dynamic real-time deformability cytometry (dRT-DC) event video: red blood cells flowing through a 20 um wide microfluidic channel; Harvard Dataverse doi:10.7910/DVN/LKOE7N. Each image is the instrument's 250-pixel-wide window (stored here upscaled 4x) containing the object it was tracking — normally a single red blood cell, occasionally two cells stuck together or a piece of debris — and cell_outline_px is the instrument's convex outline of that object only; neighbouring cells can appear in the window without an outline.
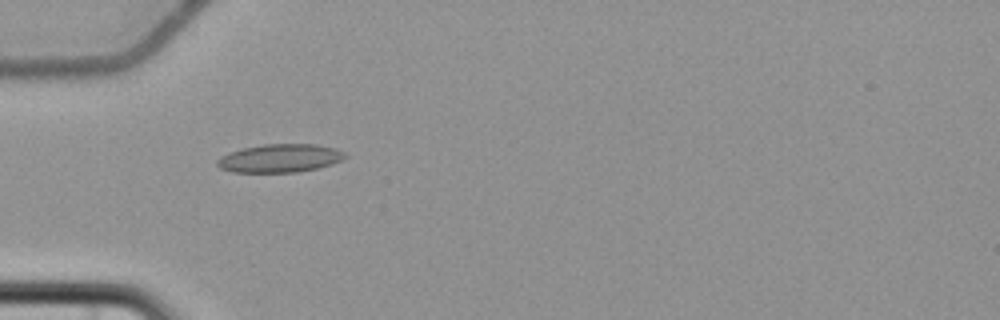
{"species": "common noctule bat (a hibernating species)", "species_latin": "Nyctalus noctula", "temperature_condition": "cold", "stored_images_in_passage": 8, "camera_frame_rate_fps": 3000, "um_per_image_px": 0.085, "animal": {"sex": "female", "body_mass_g": 22.7, "forearm_length_mm": 54.2}, "frame": {"image": 1, "passage_image": 5, "time_ms": 5.667, "image_size_px": [1000, 320], "cell_outline_px": [[348, 156], [344, 160], [332, 164], [316, 168], [296, 172], [232, 172], [220, 168], [216, 164], [216, 160], [220, 156], [228, 152], [244, 148], [264, 144], [316, 144], [336, 148], [344, 152]], "centroid_in_image_um": [23.8, 13.44], "position_along_channel_um": 61.2, "area_um2": 21.21}}
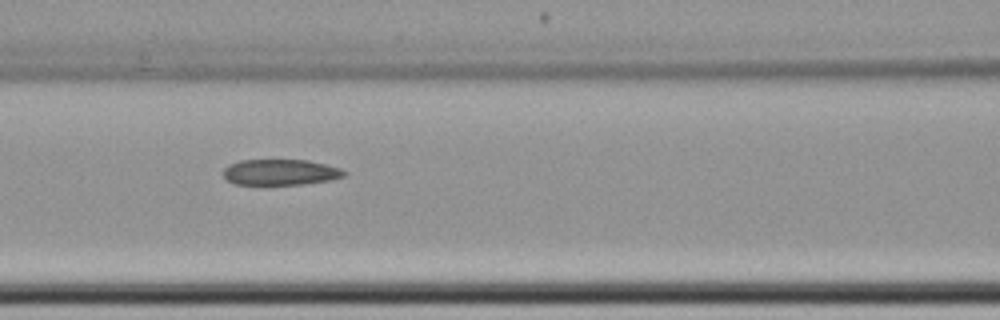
{"frame": {"image": 2, "passage_image": 7, "time_ms": 8.0, "image_size_px": [1000, 320], "cell_outline_px": [[348, 172], [344, 176], [332, 180], [304, 184], [232, 184], [224, 176], [224, 168], [228, 164], [240, 160], [308, 160], [340, 168]], "centroid_in_image_um": [23.84, 14.63], "position_along_channel_um": 142.8, "area_um2": 18.21}}
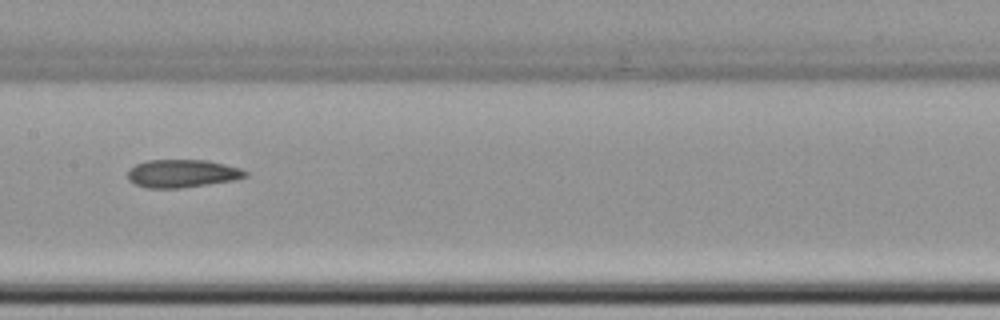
{"frame": {"image": 3, "passage_image": 8, "time_ms": 9.333, "image_size_px": [1000, 320], "cell_outline_px": [[248, 176], [236, 180], [180, 188], [144, 188], [128, 180], [128, 168], [136, 164], [148, 160], [208, 160], [240, 168], [248, 172]], "centroid_in_image_um": [15.49, 14.75], "position_along_channel_um": 191.9, "area_um2": 19.31}}